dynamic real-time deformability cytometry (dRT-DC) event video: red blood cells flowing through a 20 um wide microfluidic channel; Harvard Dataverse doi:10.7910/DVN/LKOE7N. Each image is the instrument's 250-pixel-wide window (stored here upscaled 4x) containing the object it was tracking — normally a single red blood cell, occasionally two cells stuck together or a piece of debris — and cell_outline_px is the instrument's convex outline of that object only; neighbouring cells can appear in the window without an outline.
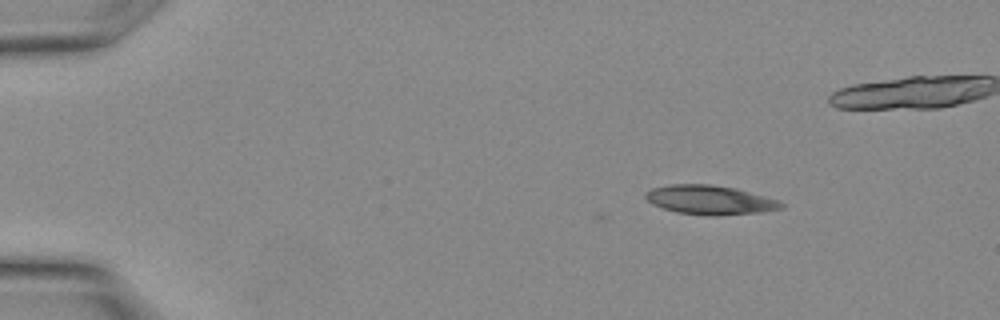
{"species": "Egyptian fruit bat (a non-hibernating species)", "species_latin": "Rousettus aegyptiacus", "temperature_condition": "warm", "stored_images_in_passage": 11, "camera_frame_rate_fps": 3000, "um_per_image_px": 0.085, "animal": {"sex": "female"}, "frame": {"image": 1, "passage_image": 4, "time_ms": 1.0, "image_size_px": [1000, 320], "cell_outline_px": [[784, 208], [760, 212], [716, 216], [708, 216], [676, 212], [652, 204], [644, 196], [644, 192], [652, 188], [668, 184], [712, 184], [736, 188], [764, 196], [776, 200], [784, 204]], "centroid_in_image_um": [60.31, 16.99], "position_along_channel_um": 24.7, "area_um2": 23.12}}
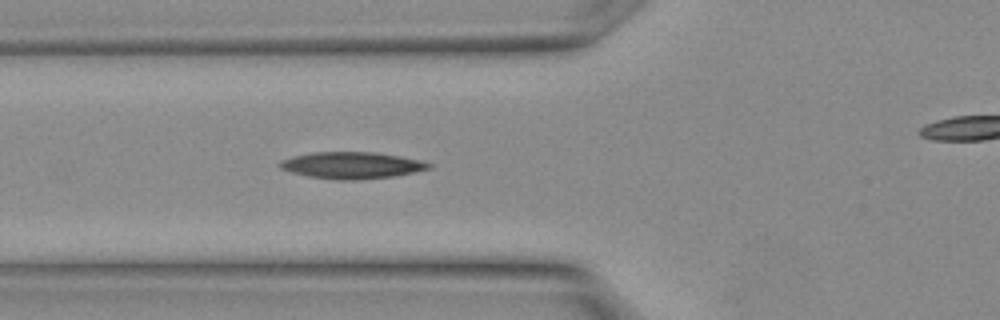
{"frame": {"image": 2, "passage_image": 11, "time_ms": 3.333, "image_size_px": [1000, 320], "cell_outline_px": [[432, 168], [392, 176], [356, 180], [340, 180], [308, 176], [292, 172], [280, 168], [280, 160], [296, 156], [316, 152], [376, 152], [400, 156], [420, 160], [432, 164]], "centroid_in_image_um": [29.92, 14.05], "position_along_channel_um": 95.9, "area_um2": 22.83}}